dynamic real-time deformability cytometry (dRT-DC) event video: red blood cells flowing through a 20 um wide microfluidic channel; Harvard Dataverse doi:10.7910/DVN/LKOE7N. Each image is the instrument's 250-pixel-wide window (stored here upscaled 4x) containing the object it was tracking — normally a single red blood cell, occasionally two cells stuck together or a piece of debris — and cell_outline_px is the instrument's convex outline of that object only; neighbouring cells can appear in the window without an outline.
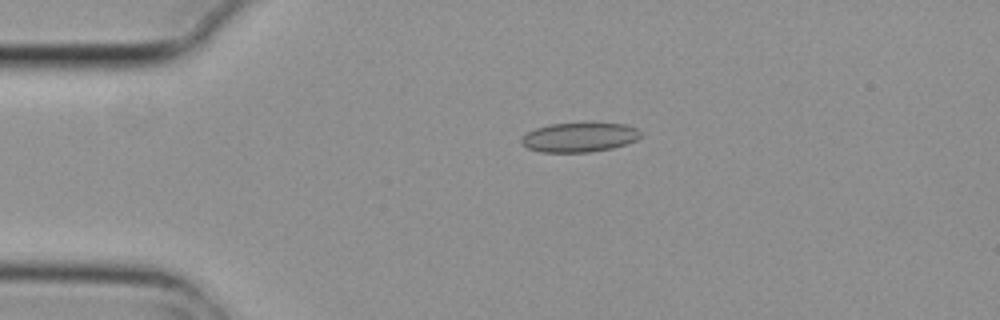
{"species": "common noctule bat (a hibernating species)", "species_latin": "Nyctalus noctula", "temperature_condition": "cold", "stored_images_in_passage": 5, "camera_frame_rate_fps": 3000, "um_per_image_px": 0.085, "animal": {"sex": "female", "body_mass_g": 29.2, "forearm_length_mm": 56.3}, "frame": {"image": 1, "passage_image": 4, "time_ms": 1.0, "image_size_px": [1000, 320], "cell_outline_px": [[640, 136], [636, 140], [612, 148], [588, 152], [540, 152], [528, 148], [520, 144], [520, 140], [528, 132], [536, 128], [548, 124], [624, 124], [636, 128], [640, 132]], "centroid_in_image_um": [49.2, 11.68], "position_along_channel_um": 35.8, "area_um2": 20.06}}